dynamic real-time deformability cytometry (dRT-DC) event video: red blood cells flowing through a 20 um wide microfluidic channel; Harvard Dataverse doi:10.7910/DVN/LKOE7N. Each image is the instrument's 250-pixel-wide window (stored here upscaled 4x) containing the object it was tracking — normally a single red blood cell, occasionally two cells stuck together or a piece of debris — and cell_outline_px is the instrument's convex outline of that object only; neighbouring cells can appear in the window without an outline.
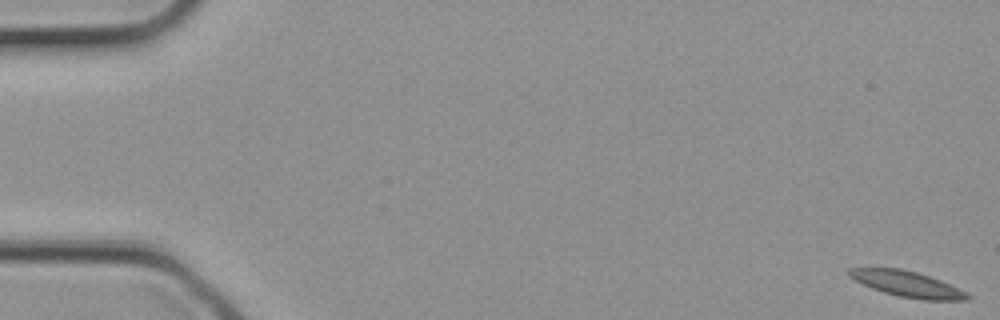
{"species": "common noctule bat (a hibernating species)", "species_latin": "Nyctalus noctula", "temperature_condition": "cold", "stored_images_in_passage": 18, "camera_frame_rate_fps": 3000, "um_per_image_px": 0.085, "animal": {"sex": "female", "body_mass_g": 21.9}, "frame": {"image": 1, "passage_image": 1, "time_ms": 0.0, "image_size_px": [1000, 320], "cell_outline_px": [[972, 296], [968, 300], [924, 300], [900, 296], [884, 292], [872, 288], [848, 276], [848, 268], [900, 268], [916, 272], [940, 280]], "centroid_in_image_um": [77.1, 24.14], "position_along_channel_um": 7.9, "area_um2": 17.34}}
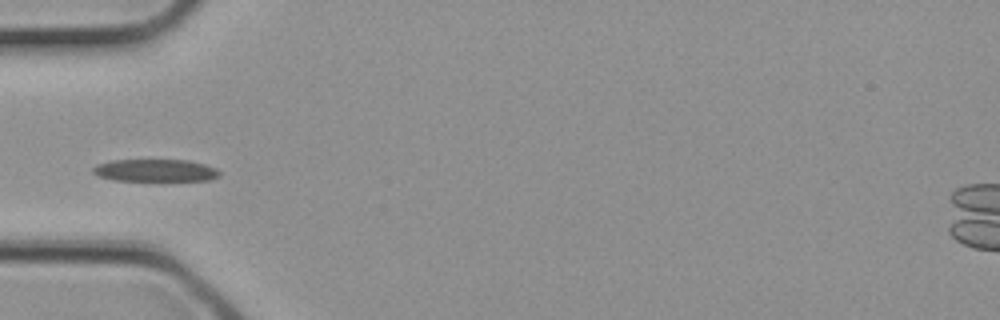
{"frame": {"image": 2, "passage_image": 11, "time_ms": 3.333, "image_size_px": [1000, 320], "cell_outline_px": [[220, 176], [212, 180], [112, 180], [100, 176], [92, 172], [92, 168], [96, 164], [112, 160], [188, 160], [204, 164], [216, 168], [220, 172]], "centroid_in_image_um": [13.21, 14.48], "position_along_channel_um": 71.8, "area_um2": 16.42}}
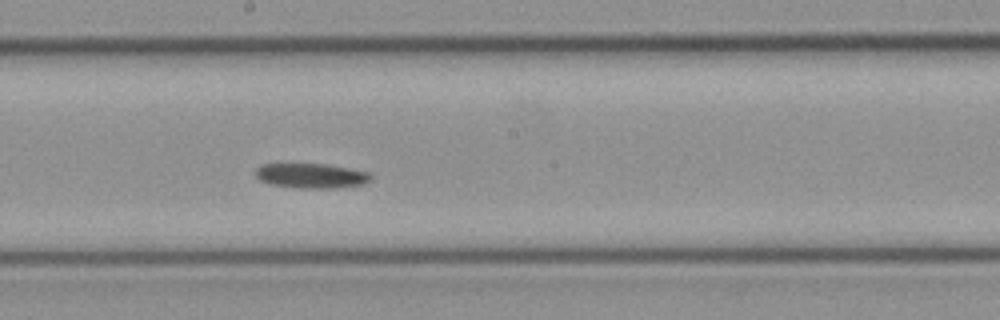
{"frame": {"image": 3, "passage_image": 18, "time_ms": 5.667, "image_size_px": [1000, 320], "cell_outline_px": [[372, 180], [364, 184], [332, 188], [296, 188], [272, 184], [260, 180], [256, 176], [256, 168], [260, 164], [328, 164], [368, 172], [372, 176]], "centroid_in_image_um": [26.47, 14.93], "position_along_channel_um": 221.7, "area_um2": 16.65}}